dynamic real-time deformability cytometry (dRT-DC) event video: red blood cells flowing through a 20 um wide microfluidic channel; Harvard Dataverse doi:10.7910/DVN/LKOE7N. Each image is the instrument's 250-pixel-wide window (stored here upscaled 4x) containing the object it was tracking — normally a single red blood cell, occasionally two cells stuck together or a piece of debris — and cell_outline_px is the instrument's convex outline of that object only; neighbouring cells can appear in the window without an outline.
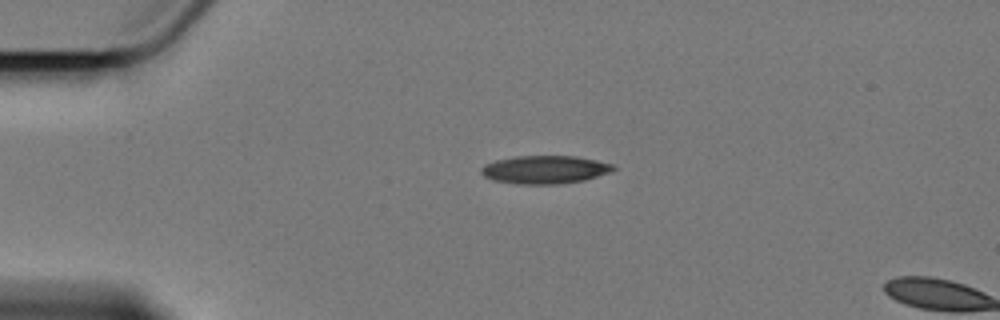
{"species": "Egyptian fruit bat (a non-hibernating species)", "species_latin": "Rousettus aegyptiacus", "temperature_condition": "cold", "stored_images_in_passage": 2, "camera_frame_rate_fps": 3000, "um_per_image_px": 0.085, "animal": {"sex": "female"}, "frame": {"image": 1, "passage_image": 1, "time_ms": 0.0, "image_size_px": [1000, 320], "cell_outline_px": [[616, 168], [612, 172], [584, 180], [560, 184], [516, 184], [492, 180], [484, 176], [480, 172], [480, 168], [484, 164], [496, 160], [516, 156], [576, 156], [596, 160], [612, 164]], "centroid_in_image_um": [46.3, 14.42], "position_along_channel_um": 38.7, "area_um2": 21.79}}